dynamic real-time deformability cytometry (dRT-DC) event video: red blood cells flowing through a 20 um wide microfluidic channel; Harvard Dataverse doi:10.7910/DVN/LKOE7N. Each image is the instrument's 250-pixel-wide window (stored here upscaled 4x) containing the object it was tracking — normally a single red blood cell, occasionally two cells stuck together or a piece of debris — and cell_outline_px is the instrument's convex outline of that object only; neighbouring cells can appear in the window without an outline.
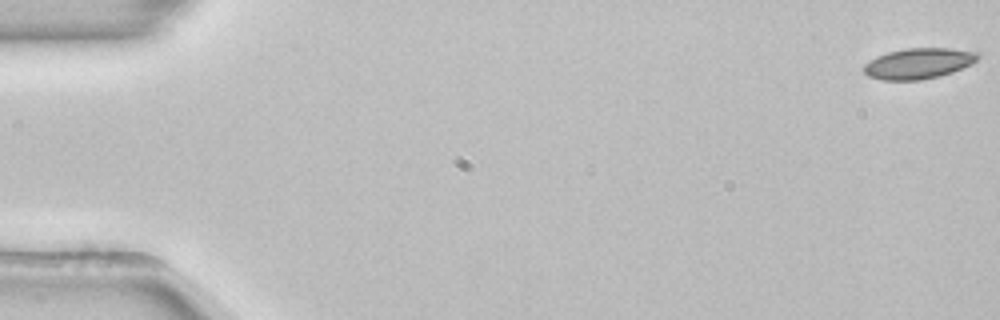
{"species": "common noctule bat (a hibernating species)", "species_latin": "Nyctalus noctula", "temperature_condition": "room temperature", "stored_images_in_passage": 54, "camera_frame_rate_fps": 3000, "um_per_image_px": 0.085, "animal": {"sex": "female", "body_mass_g": 22.7, "forearm_length_mm": 54.2}, "frame": {"image": 1, "passage_image": 1, "time_ms": 0.0, "image_size_px": [1000, 320], "cell_outline_px": [[980, 56], [972, 64], [952, 72], [940, 76], [920, 80], [884, 80], [868, 76], [864, 72], [864, 64], [876, 56], [888, 52], [908, 48], [952, 48], [980, 52]], "centroid_in_image_um": [78.1, 5.38], "position_along_channel_um": 6.9, "area_um2": 20.46}}
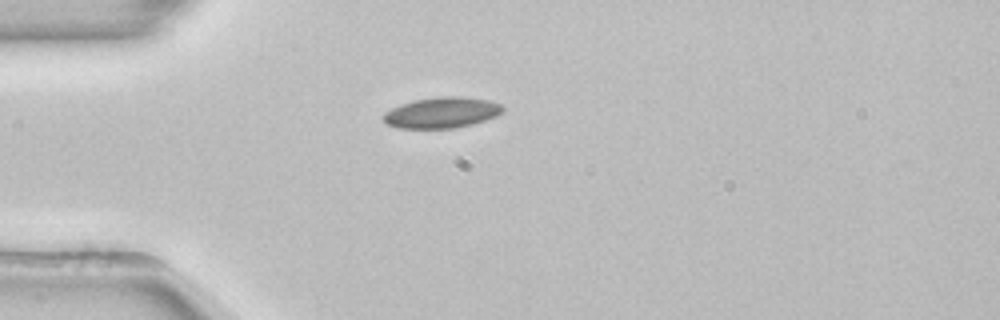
{"frame": {"image": 2, "passage_image": 15, "time_ms": 4.667, "image_size_px": [1000, 320], "cell_outline_px": [[504, 108], [496, 116], [472, 124], [452, 128], [396, 128], [388, 124], [380, 116], [384, 112], [400, 104], [416, 100], [440, 96], [460, 96], [488, 100], [500, 104]], "centroid_in_image_um": [37.51, 9.57], "position_along_channel_um": 47.5, "area_um2": 21.33}, "authors_computed_cell_mechanics": {"area_um2": 20.2589, "velocity_mm_per_s": 3.8666, "shape_relaxation_time_tau1_ms": null, "shape_relaxation_time_tau2_ms": 4.22, "deformation_change_tau1": null, "deformation_change_tau2": 0.0658}}